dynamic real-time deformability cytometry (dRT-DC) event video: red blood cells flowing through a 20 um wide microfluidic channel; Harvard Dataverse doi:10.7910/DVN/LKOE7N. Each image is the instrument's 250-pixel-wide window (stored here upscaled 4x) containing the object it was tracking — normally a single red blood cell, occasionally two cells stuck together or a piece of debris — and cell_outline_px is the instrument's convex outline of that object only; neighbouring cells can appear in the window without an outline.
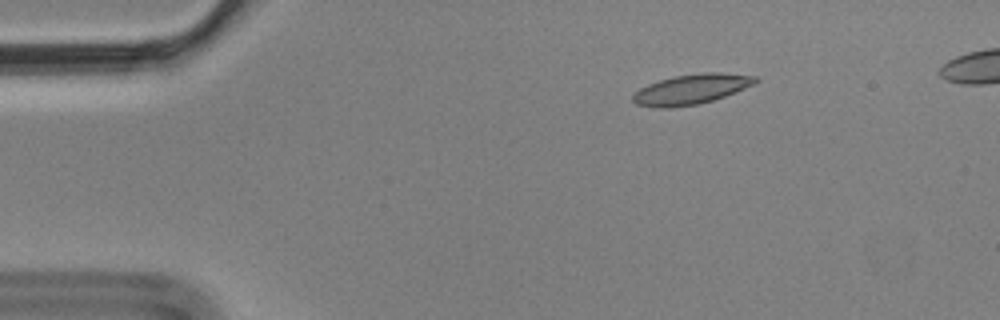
{"species": "Egyptian fruit bat (a non-hibernating species)", "species_latin": "Rousettus aegyptiacus", "temperature_condition": "cold", "stored_images_in_passage": 3, "camera_frame_rate_fps": 3000, "um_per_image_px": 0.085, "animal": {"sex": "male"}, "frame": {"image": 1, "passage_image": 3, "time_ms": 0.667, "image_size_px": [1000, 320], "cell_outline_px": [[760, 80], [756, 84], [736, 92], [700, 104], [668, 108], [660, 108], [636, 104], [632, 100], [632, 96], [640, 88], [648, 84], [672, 76], [700, 72], [720, 72], [756, 76]], "centroid_in_image_um": [58.79, 7.57], "position_along_channel_um": 26.2, "area_um2": 21.62}}